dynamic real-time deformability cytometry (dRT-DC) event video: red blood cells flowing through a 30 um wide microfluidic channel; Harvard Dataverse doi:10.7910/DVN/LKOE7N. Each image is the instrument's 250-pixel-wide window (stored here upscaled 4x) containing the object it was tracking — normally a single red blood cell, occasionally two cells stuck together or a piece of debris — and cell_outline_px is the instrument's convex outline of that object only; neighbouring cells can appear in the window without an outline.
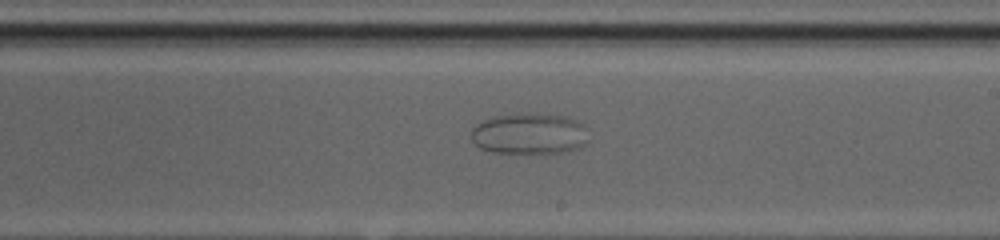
{"species": "common noctule bat (a hibernating species)", "species_latin": "Nyctalus noctula", "temperature_condition": "cold", "stored_images_in_passage": 54, "camera_frame_rate_fps": 3000, "um_per_image_px": 0.085, "animal": {"sex": "female", "body_mass_g": 20.0, "forearm_length_mm": 54.0}, "frame": {"image": 1, "passage_image": 34, "time_ms": 11.0, "image_size_px": [1000, 240], "cell_outline_px": [[584, 144], [580, 148], [564, 152], [496, 152], [480, 148], [472, 140], [472, 128], [476, 124], [484, 120], [496, 116], [520, 112], [568, 116], [584, 124]], "centroid_in_image_um": [44.97, 11.34], "position_along_channel_um": 244.0, "area_um2": 27.8}}
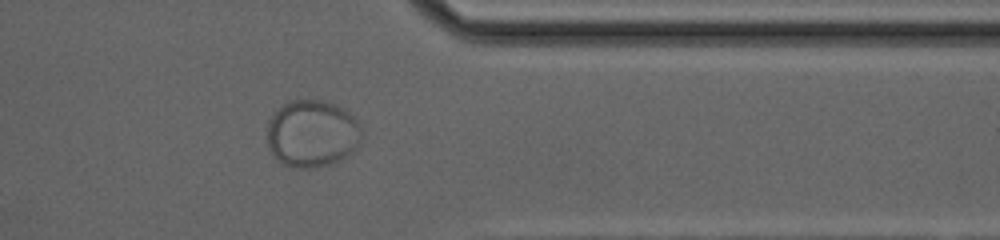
{"frame": {"image": 2, "passage_image": 45, "time_ms": 14.667, "image_size_px": [1000, 240], "cell_outline_px": [[356, 148], [352, 152], [328, 164], [316, 168], [292, 168], [284, 164], [272, 152], [268, 144], [268, 120], [284, 104], [292, 100], [320, 100], [336, 104], [348, 112], [356, 120]], "centroid_in_image_um": [26.46, 11.35], "position_along_channel_um": 384.9, "area_um2": 35.89}}